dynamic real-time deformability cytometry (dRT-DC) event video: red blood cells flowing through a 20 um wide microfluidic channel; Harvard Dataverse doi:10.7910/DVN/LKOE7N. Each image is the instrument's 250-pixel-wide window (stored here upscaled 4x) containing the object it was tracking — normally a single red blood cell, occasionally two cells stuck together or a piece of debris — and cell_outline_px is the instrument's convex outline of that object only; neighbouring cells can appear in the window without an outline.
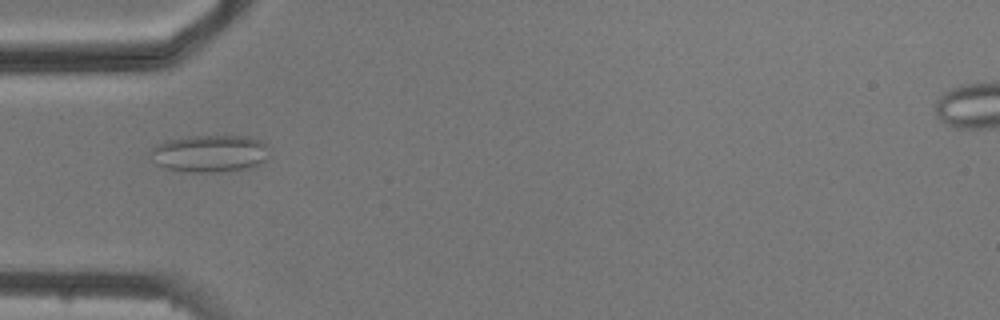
{"species": "common noctule bat (a hibernating species)", "species_latin": "Nyctalus noctula", "temperature_condition": "cold", "stored_images_in_passage": 3, "camera_frame_rate_fps": 3000, "um_per_image_px": 0.085, "animal": {"sex": "male", "body_mass_g": 20.5, "forearm_length_mm": 52.5}, "frame": {"image": 1, "passage_image": 3, "time_ms": 3.0, "image_size_px": [1000, 320], "cell_outline_px": [[272, 148], [268, 156], [264, 160], [248, 168], [228, 172], [188, 172], [164, 168], [156, 164], [148, 152], [156, 144], [164, 140], [192, 136], [248, 136], [260, 140], [268, 144]], "centroid_in_image_um": [17.84, 13.04], "position_along_channel_um": 67.2, "area_um2": 26.3}}